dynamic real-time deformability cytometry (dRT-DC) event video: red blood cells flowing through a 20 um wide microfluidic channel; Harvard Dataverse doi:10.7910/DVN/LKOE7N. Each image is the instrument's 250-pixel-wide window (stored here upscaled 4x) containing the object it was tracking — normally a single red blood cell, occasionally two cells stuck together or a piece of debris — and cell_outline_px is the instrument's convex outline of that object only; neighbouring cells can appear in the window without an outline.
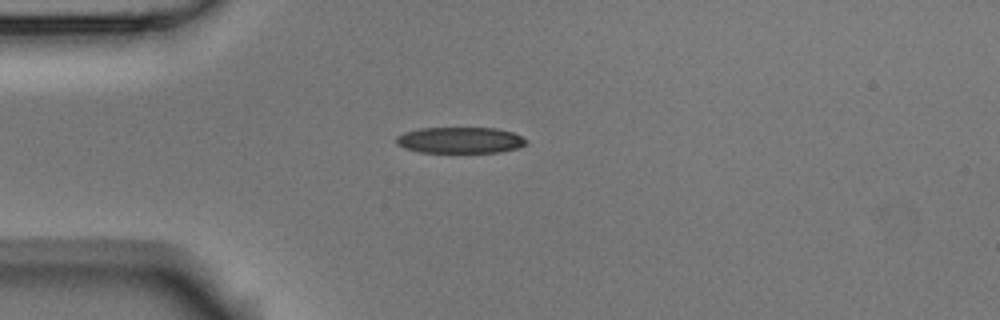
{"species": "Egyptian fruit bat (a non-hibernating species)", "species_latin": "Rousettus aegyptiacus", "temperature_condition": "room temperature", "stored_images_in_passage": 3, "camera_frame_rate_fps": 3000, "um_per_image_px": 0.085, "animal": {"sex": "male"}, "frame": {"image": 1, "passage_image": 3, "time_ms": 0.667, "image_size_px": [1000, 320], "cell_outline_px": [[528, 144], [520, 148], [500, 152], [420, 152], [404, 148], [396, 144], [396, 136], [404, 132], [420, 128], [496, 128], [512, 132], [528, 140]], "centroid_in_image_um": [39.12, 11.91], "position_along_channel_um": 45.9, "area_um2": 19.94}}